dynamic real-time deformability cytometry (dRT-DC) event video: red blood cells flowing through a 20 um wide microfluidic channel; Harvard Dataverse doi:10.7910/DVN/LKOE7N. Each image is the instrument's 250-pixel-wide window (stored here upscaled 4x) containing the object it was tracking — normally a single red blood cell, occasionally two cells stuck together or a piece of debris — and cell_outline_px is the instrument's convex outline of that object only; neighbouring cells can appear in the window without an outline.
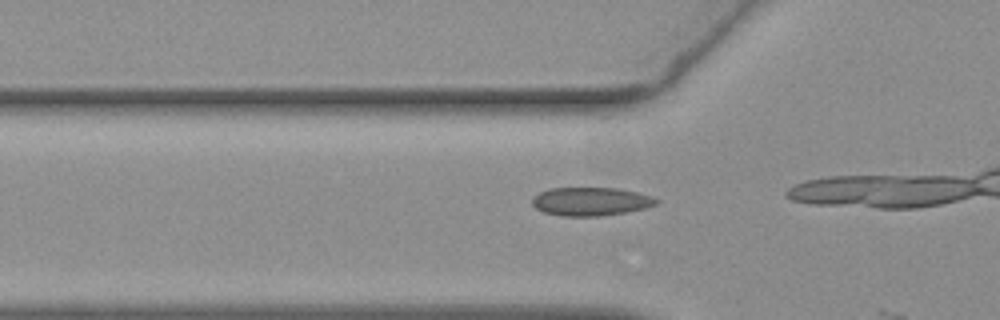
{"species": "common noctule bat (a hibernating species)", "species_latin": "Nyctalus noctula", "temperature_condition": "warm", "stored_images_in_passage": 9, "camera_frame_rate_fps": 3000, "um_per_image_px": 0.085, "animal": {"sex": "female", "body_mass_g": 19.3, "forearm_length_mm": 54.1}, "frame": {"image": 1, "passage_image": 8, "time_ms": 2.333, "image_size_px": [1000, 320], "cell_outline_px": [[660, 200], [656, 204], [644, 208], [624, 212], [596, 216], [560, 216], [544, 212], [536, 208], [532, 204], [532, 196], [548, 188], [620, 188], [652, 196]], "centroid_in_image_um": [50.18, 17.11], "position_along_channel_um": 75.6, "area_um2": 20.52}}